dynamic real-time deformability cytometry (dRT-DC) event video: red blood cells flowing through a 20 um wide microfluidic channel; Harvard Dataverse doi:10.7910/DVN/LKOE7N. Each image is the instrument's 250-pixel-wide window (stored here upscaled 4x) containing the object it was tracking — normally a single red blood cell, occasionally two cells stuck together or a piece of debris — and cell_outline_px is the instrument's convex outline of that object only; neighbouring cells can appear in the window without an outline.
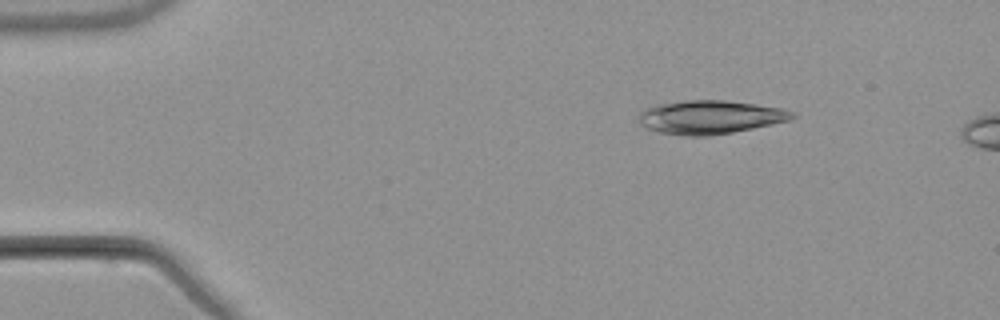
{"species": "common noctule bat (a hibernating species)", "species_latin": "Nyctalus noctula", "temperature_condition": "warm", "stored_images_in_passage": 3, "camera_frame_rate_fps": 3000, "um_per_image_px": 0.085, "animal": {"sex": "male", "body_mass_g": 21.5, "forearm_length_mm": 52.0}, "frame": {"image": 1, "passage_image": 1, "time_ms": 0.0, "image_size_px": [1000, 320], "cell_outline_px": [[796, 116], [788, 120], [772, 124], [732, 132], [708, 136], [684, 136], [660, 132], [648, 128], [640, 124], [640, 112], [644, 108], [656, 104], [688, 100], [724, 100], [756, 104], [780, 108], [792, 112]], "centroid_in_image_um": [60.32, 9.95], "position_along_channel_um": 24.7, "area_um2": 29.77}}